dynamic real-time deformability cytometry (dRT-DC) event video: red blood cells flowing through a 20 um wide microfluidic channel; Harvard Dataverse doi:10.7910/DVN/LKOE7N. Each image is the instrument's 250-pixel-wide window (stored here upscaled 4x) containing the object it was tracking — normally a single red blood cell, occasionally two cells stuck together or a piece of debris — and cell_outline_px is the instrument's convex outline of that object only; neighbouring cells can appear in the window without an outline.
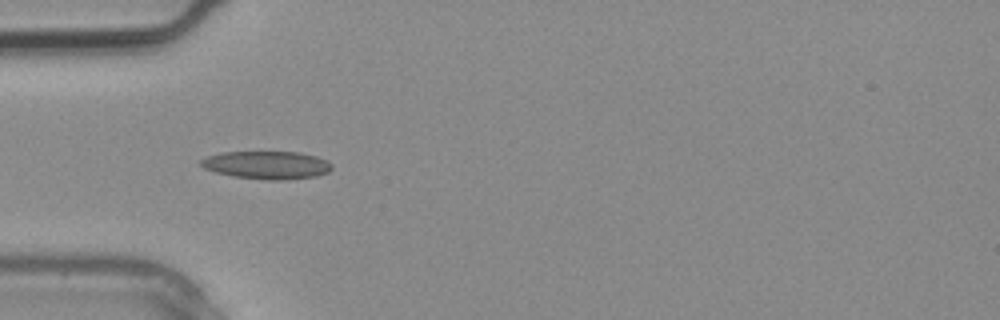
{"species": "common noctule bat (a hibernating species)", "species_latin": "Nyctalus noctula", "temperature_condition": "warm", "stored_images_in_passage": 4, "camera_frame_rate_fps": 3000, "um_per_image_px": 0.085, "animal": {"sex": "male", "body_mass_g": 20.4}, "frame": {"image": 1, "passage_image": 4, "time_ms": 1.0, "image_size_px": [1000, 320], "cell_outline_px": [[332, 168], [328, 172], [316, 176], [280, 180], [268, 180], [236, 176], [216, 172], [204, 168], [200, 164], [200, 160], [208, 156], [224, 152], [300, 152], [316, 156], [328, 160], [332, 164]], "centroid_in_image_um": [22.72, 14.02], "position_along_channel_um": 62.3, "area_um2": 21.15}}